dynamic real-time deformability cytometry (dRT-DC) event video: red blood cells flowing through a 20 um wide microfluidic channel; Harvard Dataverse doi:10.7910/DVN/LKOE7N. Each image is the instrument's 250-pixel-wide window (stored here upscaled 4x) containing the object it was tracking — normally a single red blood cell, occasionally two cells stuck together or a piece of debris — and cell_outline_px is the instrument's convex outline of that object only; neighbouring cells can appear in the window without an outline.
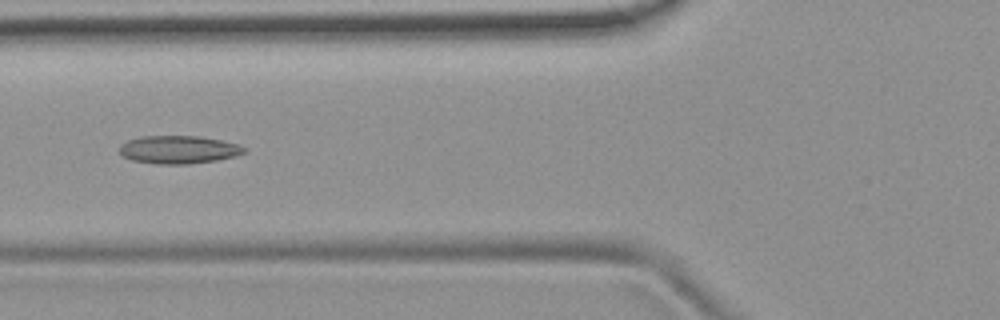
{"species": "common noctule bat (a hibernating species)", "species_latin": "Nyctalus noctula", "temperature_condition": "room temperature", "stored_images_in_passage": 2, "camera_frame_rate_fps": 3000, "um_per_image_px": 0.085, "animal": {"sex": "female", "body_mass_g": 19.9}, "frame": {"image": 1, "passage_image": 2, "time_ms": 0.333, "image_size_px": [1000, 320], "cell_outline_px": [[248, 148], [244, 152], [236, 156], [216, 160], [188, 164], [156, 164], [132, 160], [124, 156], [120, 152], [120, 144], [128, 140], [140, 136], [200, 136], [220, 140], [236, 144]], "centroid_in_image_um": [15.17, 12.71], "position_along_channel_um": 110.6, "area_um2": 20.29}}